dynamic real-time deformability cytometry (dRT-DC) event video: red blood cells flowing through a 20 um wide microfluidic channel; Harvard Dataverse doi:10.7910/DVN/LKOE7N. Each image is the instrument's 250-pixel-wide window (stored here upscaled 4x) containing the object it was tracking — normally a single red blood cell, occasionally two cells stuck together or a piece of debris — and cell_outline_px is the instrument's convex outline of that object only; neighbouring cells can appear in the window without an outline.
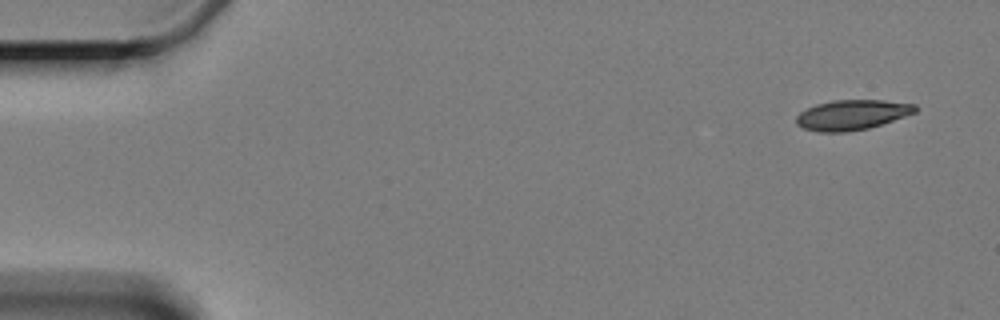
{"species": "Egyptian fruit bat (a non-hibernating species)", "species_latin": "Rousettus aegyptiacus", "temperature_condition": "cold", "stored_images_in_passage": 4, "camera_frame_rate_fps": 3000, "um_per_image_px": 0.085, "animal": {"sex": "female"}, "frame": {"image": 1, "passage_image": 1, "time_ms": 0.0, "image_size_px": [1000, 320], "cell_outline_px": [[920, 108], [916, 112], [868, 128], [848, 132], [820, 132], [804, 128], [796, 124], [796, 116], [800, 112], [816, 104], [832, 100], [884, 100], [916, 104]], "centroid_in_image_um": [72.43, 9.75], "position_along_channel_um": 12.6, "area_um2": 20.81}}